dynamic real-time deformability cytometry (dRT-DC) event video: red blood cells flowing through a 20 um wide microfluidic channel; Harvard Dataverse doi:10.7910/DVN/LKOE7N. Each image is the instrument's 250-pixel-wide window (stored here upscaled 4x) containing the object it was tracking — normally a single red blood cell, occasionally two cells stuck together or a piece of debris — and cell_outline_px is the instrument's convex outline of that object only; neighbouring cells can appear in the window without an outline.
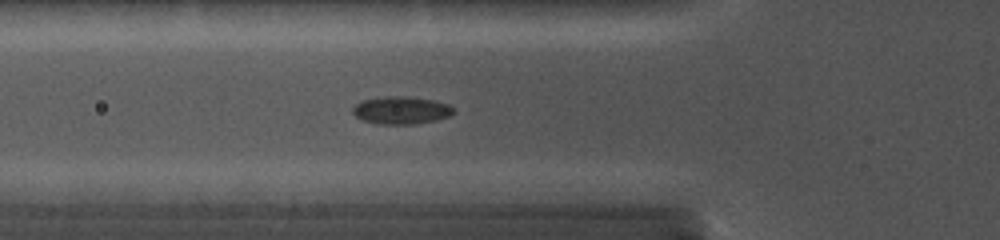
{"species": "common noctule bat (a hibernating species)", "species_latin": "Nyctalus noctula", "temperature_condition": "cold", "stored_images_in_passage": 19, "camera_frame_rate_fps": 5000, "um_per_image_px": 0.085, "animal": {"sex": "female", "body_mass_g": 19.0, "forearm_length_mm": 56.7}, "frame": {"image": 1, "passage_image": 2, "time_ms": 0.6, "image_size_px": [1000, 240], "cell_outline_px": [[452, 112], [448, 116], [436, 120], [412, 124], [380, 124], [364, 120], [356, 116], [352, 112], [352, 108], [356, 104], [364, 100], [388, 96], [404, 96], [432, 100], [448, 104], [452, 108]], "centroid_in_image_um": [34.07, 9.37], "position_along_channel_um": 91.7, "area_um2": 15.84}}
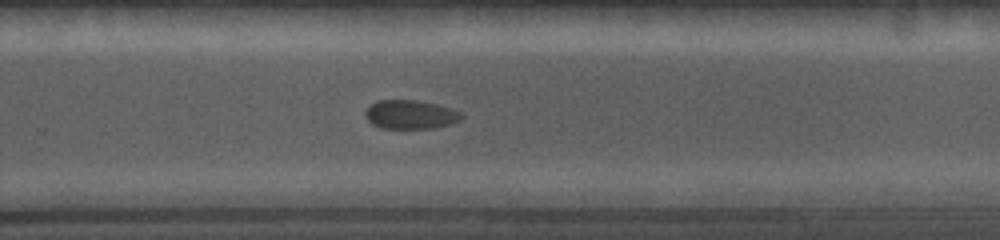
{"frame": {"image": 2, "passage_image": 11, "time_ms": 5.8, "image_size_px": [1000, 240], "cell_outline_px": [[464, 116], [460, 120], [452, 124], [432, 128], [380, 128], [372, 124], [368, 120], [364, 112], [376, 100], [416, 100], [436, 104], [452, 108], [464, 112]], "centroid_in_image_um": [34.93, 9.73], "position_along_channel_um": 294.9, "area_um2": 16.3}}
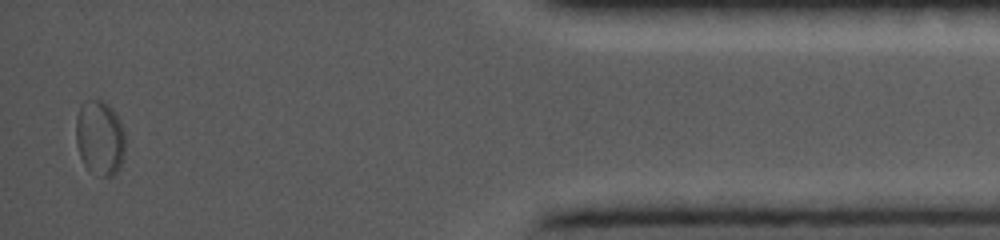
{"frame": {"image": 3, "passage_image": 19, "time_ms": 10.4, "image_size_px": [1000, 240], "cell_outline_px": [[124, 156], [120, 168], [112, 176], [100, 176], [88, 168], [84, 164], [80, 156], [76, 144], [76, 120], [80, 104], [84, 100], [100, 100], [108, 104], [112, 108], [120, 120], [124, 132]], "centroid_in_image_um": [8.48, 11.7], "position_along_channel_um": 426.7, "area_um2": 21.62}}